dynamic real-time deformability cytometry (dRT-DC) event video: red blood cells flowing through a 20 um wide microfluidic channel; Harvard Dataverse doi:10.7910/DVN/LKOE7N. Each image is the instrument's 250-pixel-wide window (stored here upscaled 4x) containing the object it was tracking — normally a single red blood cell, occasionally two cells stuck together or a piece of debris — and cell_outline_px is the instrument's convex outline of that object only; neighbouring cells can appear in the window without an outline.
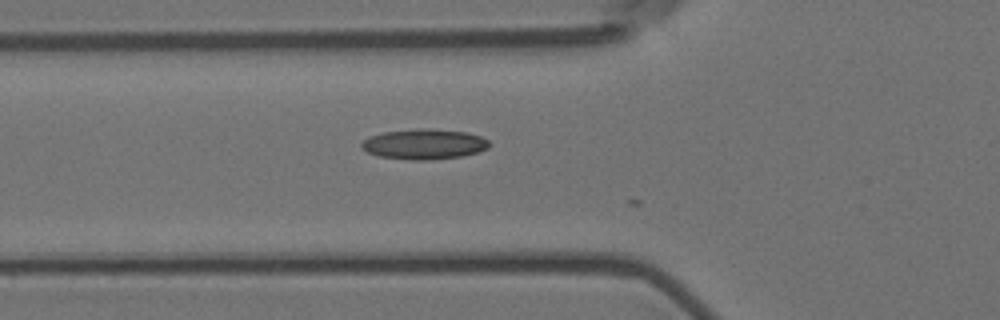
{"species": "Egyptian fruit bat (a non-hibernating species)", "species_latin": "Rousettus aegyptiacus", "temperature_condition": "room temperature", "stored_images_in_passage": 8, "camera_frame_rate_fps": 3000, "um_per_image_px": 0.085, "animal": {"sex": "female"}, "frame": {"image": 1, "passage_image": 7, "time_ms": 2.0, "image_size_px": [1000, 320], "cell_outline_px": [[492, 144], [488, 148], [480, 152], [460, 156], [432, 160], [412, 160], [380, 156], [368, 152], [360, 148], [360, 144], [368, 136], [384, 132], [420, 128], [432, 128], [468, 132], [480, 136], [488, 140]], "centroid_in_image_um": [36.08, 12.24], "position_along_channel_um": 89.7, "area_um2": 22.77}}